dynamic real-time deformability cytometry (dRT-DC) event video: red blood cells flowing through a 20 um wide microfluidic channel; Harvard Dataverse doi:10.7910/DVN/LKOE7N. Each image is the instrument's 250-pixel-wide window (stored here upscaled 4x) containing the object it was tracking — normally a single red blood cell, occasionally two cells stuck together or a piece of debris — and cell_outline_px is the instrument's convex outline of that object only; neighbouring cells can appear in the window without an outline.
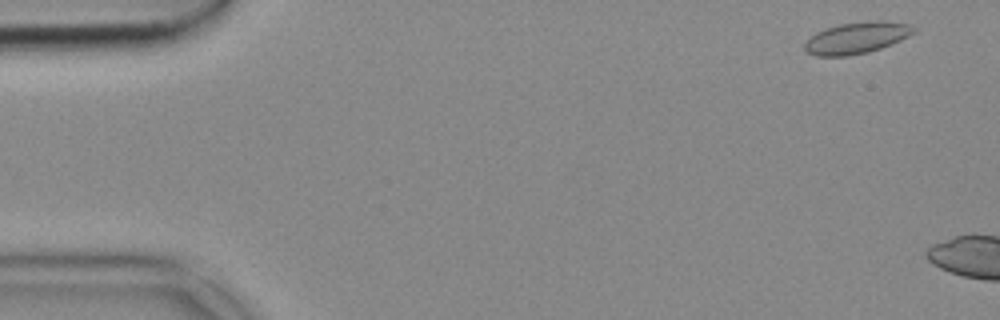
{"species": "common noctule bat (a hibernating species)", "species_latin": "Nyctalus noctula", "temperature_condition": "cold", "stored_images_in_passage": 7, "camera_frame_rate_fps": 3000, "um_per_image_px": 0.085, "animal": {"sex": "female", "body_mass_g": 18.4}, "frame": {"image": 1, "passage_image": 3, "time_ms": 0.667, "image_size_px": [1000, 320], "cell_outline_px": [[916, 32], [900, 40], [880, 48], [868, 52], [848, 56], [816, 56], [808, 52], [804, 48], [804, 44], [816, 32], [840, 24], [868, 20], [884, 20], [908, 24], [916, 28]], "centroid_in_image_um": [72.84, 3.21], "position_along_channel_um": 12.2, "area_um2": 19.94}}